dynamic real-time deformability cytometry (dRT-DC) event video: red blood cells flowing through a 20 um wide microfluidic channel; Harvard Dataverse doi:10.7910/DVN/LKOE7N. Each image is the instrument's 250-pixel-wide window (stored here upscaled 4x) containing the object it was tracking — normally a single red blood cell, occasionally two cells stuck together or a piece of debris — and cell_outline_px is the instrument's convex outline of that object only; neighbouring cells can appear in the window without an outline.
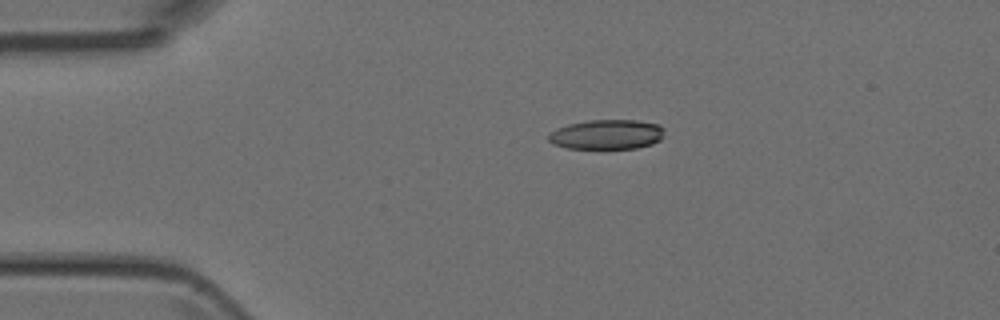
{"species": "Egyptian fruit bat (a non-hibernating species)", "species_latin": "Rousettus aegyptiacus", "temperature_condition": "room temperature", "stored_images_in_passage": 2, "camera_frame_rate_fps": 3000, "um_per_image_px": 0.085, "animal": {"sex": "female"}, "frame": {"image": 1, "passage_image": 1, "time_ms": 0.0, "image_size_px": [1000, 320], "cell_outline_px": [[664, 136], [660, 140], [652, 144], [636, 148], [604, 152], [568, 148], [552, 144], [548, 140], [548, 132], [556, 128], [568, 124], [588, 120], [636, 120], [656, 124], [664, 128]], "centroid_in_image_um": [51.54, 11.48], "position_along_channel_um": 33.5, "area_um2": 21.15}}